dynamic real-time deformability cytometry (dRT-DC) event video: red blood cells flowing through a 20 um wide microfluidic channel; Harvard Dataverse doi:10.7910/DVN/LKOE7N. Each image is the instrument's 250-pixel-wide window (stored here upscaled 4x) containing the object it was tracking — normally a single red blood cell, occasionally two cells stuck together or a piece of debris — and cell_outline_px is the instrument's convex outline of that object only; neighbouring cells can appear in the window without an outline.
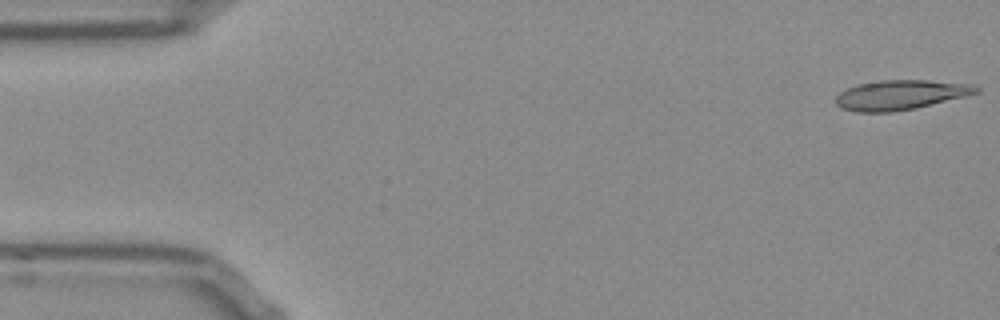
{"species": "Egyptian fruit bat (a non-hibernating species)", "species_latin": "Rousettus aegyptiacus", "temperature_condition": "room temperature", "stored_images_in_passage": 15, "camera_frame_rate_fps": 3000, "um_per_image_px": 0.085, "frame": {"image": 1, "passage_image": 1, "time_ms": 0.0, "image_size_px": [1000, 320], "cell_outline_px": [[980, 92], [916, 108], [892, 112], [856, 112], [840, 108], [836, 104], [836, 96], [840, 92], [848, 88], [860, 84], [880, 80], [928, 80], [972, 84], [980, 88]], "centroid_in_image_um": [76.53, 8.07], "position_along_channel_um": 8.5, "area_um2": 24.22}}
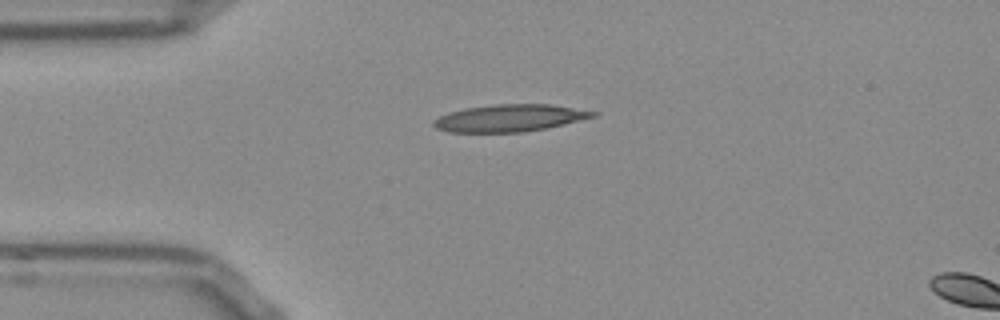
{"frame": {"image": 2, "passage_image": 12, "time_ms": 3.667, "image_size_px": [1000, 320], "cell_outline_px": [[600, 112], [596, 116], [548, 128], [524, 132], [448, 132], [436, 128], [432, 124], [432, 120], [448, 112], [464, 108], [492, 104], [548, 104]], "centroid_in_image_um": [43.29, 10.03], "position_along_channel_um": 41.7, "area_um2": 25.32}}